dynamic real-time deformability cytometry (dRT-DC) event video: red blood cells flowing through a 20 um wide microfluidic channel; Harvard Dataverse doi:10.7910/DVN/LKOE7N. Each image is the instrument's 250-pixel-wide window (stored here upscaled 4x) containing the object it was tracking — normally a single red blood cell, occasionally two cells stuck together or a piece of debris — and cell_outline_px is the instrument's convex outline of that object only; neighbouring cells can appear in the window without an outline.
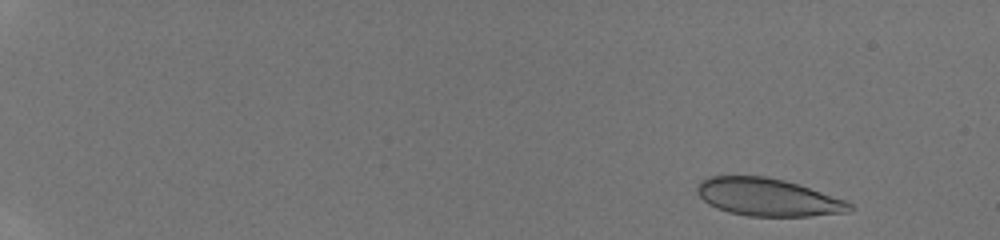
{"species": "human", "species_latin": "Homo sapiens", "temperature_condition": "room temperature", "stored_images_in_passage": 50, "camera_frame_rate_fps": 3000, "um_per_image_px": 0.085, "donor": {"sex": "male"}, "frame": {"image": 1, "passage_image": 4, "time_ms": 1.0, "image_size_px": [1000, 240], "cell_outline_px": [[856, 208], [848, 212], [812, 216], [748, 216], [728, 212], [716, 208], [708, 204], [696, 192], [696, 188], [700, 180], [708, 176], [768, 176], [800, 184], [848, 200]], "centroid_in_image_um": [65.31, 16.76], "position_along_channel_um": 19.7, "area_um2": 33.99}}
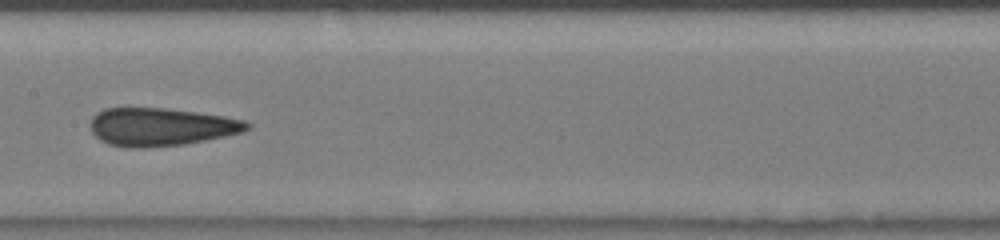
{"frame": {"image": 2, "passage_image": 29, "time_ms": 9.333, "image_size_px": [1000, 240], "cell_outline_px": [[252, 128], [244, 132], [184, 144], [144, 148], [132, 148], [108, 144], [100, 140], [92, 132], [88, 124], [92, 116], [96, 112], [104, 108], [164, 108], [196, 112], [224, 116], [244, 120], [252, 124]], "centroid_in_image_um": [13.66, 10.78], "position_along_channel_um": 193.7, "area_um2": 34.91}}
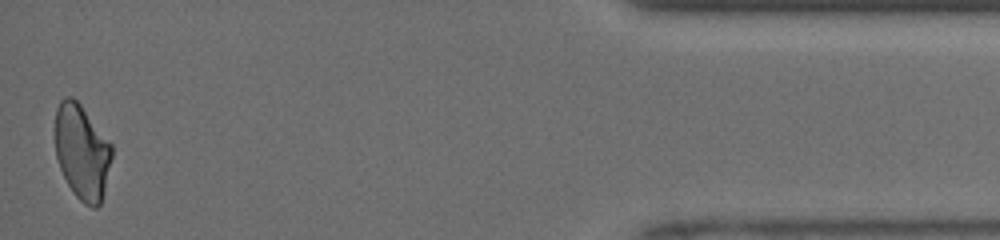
{"frame": {"image": 3, "passage_image": 50, "time_ms": 16.333, "image_size_px": [1000, 240], "cell_outline_px": [[112, 156], [100, 204], [96, 208], [92, 208], [84, 204], [72, 192], [60, 168], [56, 156], [56, 108], [60, 100], [64, 96], [72, 96], [80, 104], [112, 144]], "centroid_in_image_um": [6.96, 12.9], "position_along_channel_um": 428.2, "area_um2": 31.1}, "authors_computed_cell_mechanics": {"area_um2": 33.7263, "velocity_mm_per_s": 4.2127, "shape_relaxation_time_tau1_ms": null, "shape_relaxation_time_tau2_ms": 1.4156, "deformation_change_tau1": null, "deformation_change_tau2": 0.0763}}